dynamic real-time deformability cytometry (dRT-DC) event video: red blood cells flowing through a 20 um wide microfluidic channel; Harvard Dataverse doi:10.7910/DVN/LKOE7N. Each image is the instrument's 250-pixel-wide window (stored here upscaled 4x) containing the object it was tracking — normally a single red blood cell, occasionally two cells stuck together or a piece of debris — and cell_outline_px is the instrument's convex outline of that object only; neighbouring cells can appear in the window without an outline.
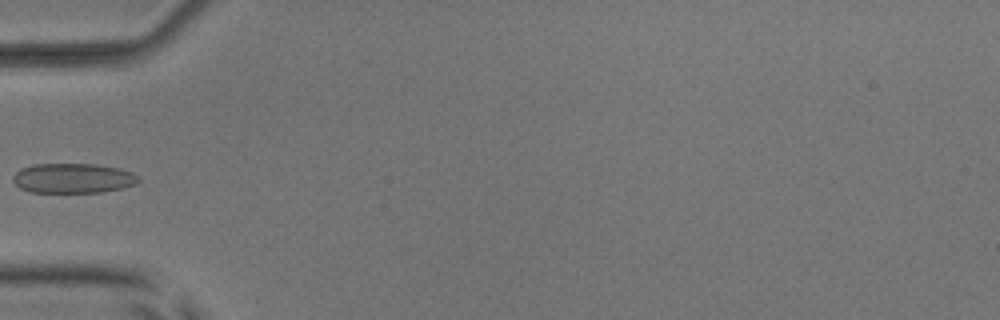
{"species": "common noctule bat (a hibernating species)", "species_latin": "Nyctalus noctula", "temperature_condition": "room temperature", "stored_images_in_passage": 7, "camera_frame_rate_fps": 3000, "um_per_image_px": 0.085, "animal": {"sex": "male", "body_mass_g": 17.9, "forearm_length_mm": 54.2}, "frame": {"image": 1, "passage_image": 6, "time_ms": 5.667, "image_size_px": [1000, 320], "cell_outline_px": [[140, 180], [136, 184], [124, 188], [100, 192], [28, 192], [20, 188], [12, 180], [12, 176], [20, 168], [32, 164], [96, 164], [120, 168], [132, 172], [140, 176]], "centroid_in_image_um": [6.22, 15.14], "position_along_channel_um": 78.8, "area_um2": 22.08}}
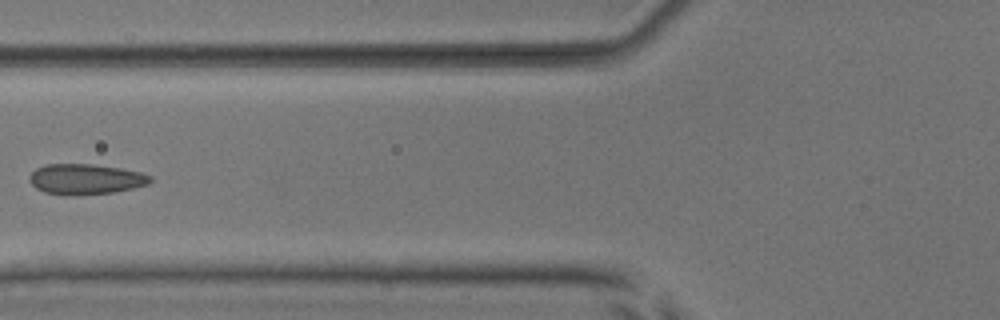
{"frame": {"image": 2, "passage_image": 7, "time_ms": 6.667, "image_size_px": [1000, 320], "cell_outline_px": [[152, 180], [148, 184], [132, 188], [112, 192], [72, 196], [64, 196], [44, 192], [36, 188], [28, 180], [28, 176], [36, 168], [44, 164], [92, 164], [120, 168], [140, 172], [152, 176]], "centroid_in_image_um": [7.23, 15.23], "position_along_channel_um": 118.6, "area_um2": 21.62}}